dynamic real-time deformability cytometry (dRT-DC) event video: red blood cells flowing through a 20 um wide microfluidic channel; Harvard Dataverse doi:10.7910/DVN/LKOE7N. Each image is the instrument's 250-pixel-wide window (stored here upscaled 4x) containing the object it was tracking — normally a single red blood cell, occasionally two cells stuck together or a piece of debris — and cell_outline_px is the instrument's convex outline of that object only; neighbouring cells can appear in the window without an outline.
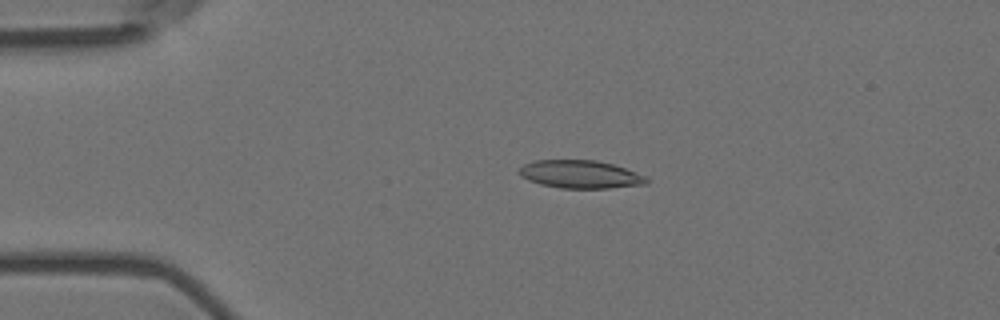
{"species": "Egyptian fruit bat (a non-hibernating species)", "species_latin": "Rousettus aegyptiacus", "temperature_condition": "room temperature", "stored_images_in_passage": 5, "camera_frame_rate_fps": 3000, "um_per_image_px": 0.085, "animal": {"sex": "female"}, "frame": {"image": 1, "passage_image": 4, "time_ms": 1.0, "image_size_px": [1000, 320], "cell_outline_px": [[648, 180], [644, 184], [608, 188], [560, 188], [540, 184], [528, 180], [520, 176], [516, 172], [524, 164], [536, 160], [596, 160], [612, 164], [648, 176]], "centroid_in_image_um": [49.29, 14.81], "position_along_channel_um": 35.7, "area_um2": 20.75}}